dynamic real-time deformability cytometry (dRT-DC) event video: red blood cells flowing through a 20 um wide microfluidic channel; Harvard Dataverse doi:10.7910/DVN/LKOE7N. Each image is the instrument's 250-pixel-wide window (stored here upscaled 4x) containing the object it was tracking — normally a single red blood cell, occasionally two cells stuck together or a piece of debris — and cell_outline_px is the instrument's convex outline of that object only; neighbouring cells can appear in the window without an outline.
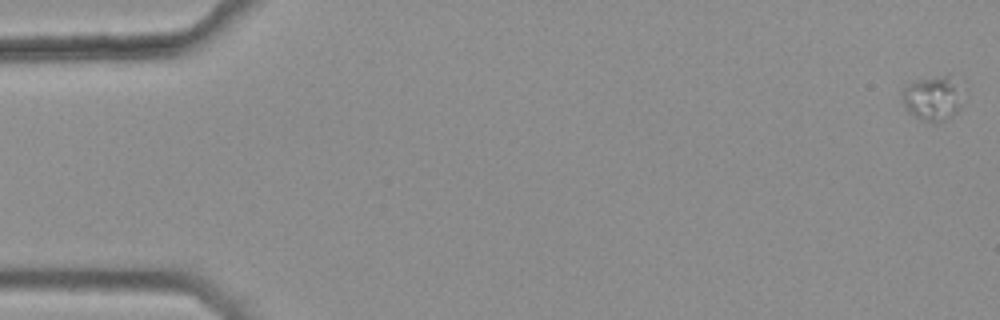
{"species": "common noctule bat (a hibernating species)", "species_latin": "Nyctalus noctula", "temperature_condition": "warm", "stored_images_in_passage": 13, "camera_frame_rate_fps": 3000, "um_per_image_px": 0.085, "animal": {"sex": "female", "body_mass_g": 25.1}, "frame": {"image": 1, "passage_image": 1, "time_ms": 0.0, "image_size_px": [1000, 320], "cell_outline_px": [[968, 92], [960, 108], [956, 112], [944, 120], [936, 124], [924, 120], [908, 112], [904, 108], [900, 96], [900, 92], [908, 84], [916, 80], [944, 76], [964, 76]], "centroid_in_image_um": [79.44, 8.29], "position_along_channel_um": 5.6, "area_um2": 17.17}}